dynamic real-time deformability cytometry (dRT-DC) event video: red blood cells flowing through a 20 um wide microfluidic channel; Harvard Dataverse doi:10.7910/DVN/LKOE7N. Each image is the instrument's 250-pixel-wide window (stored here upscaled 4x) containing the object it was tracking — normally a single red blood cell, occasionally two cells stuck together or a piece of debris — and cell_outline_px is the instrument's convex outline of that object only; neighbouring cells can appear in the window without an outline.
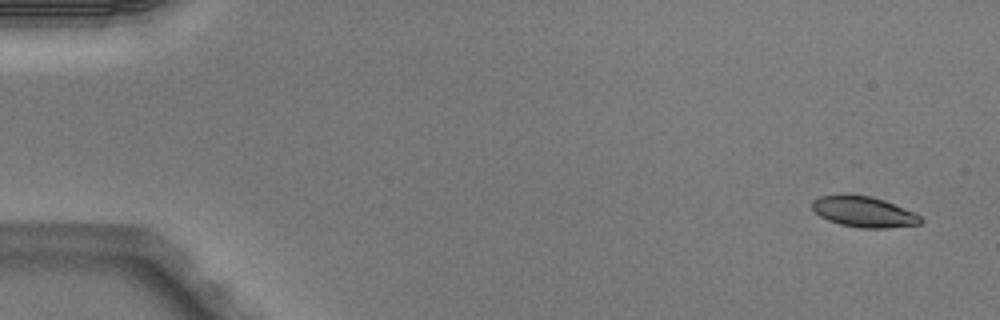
{"species": "Egyptian fruit bat (a non-hibernating species)", "species_latin": "Rousettus aegyptiacus", "temperature_condition": "warm", "stored_images_in_passage": 5, "segment_of_instrument_passage": [2, 2], "camera_frame_rate_fps": 3000, "um_per_image_px": 0.085, "animal": {"sex": "male"}, "frame": {"image": 1, "passage_image": 5, "time_ms": 1.333, "image_size_px": [1000, 320], "cell_outline_px": [[924, 220], [920, 224], [888, 228], [860, 228], [840, 224], [828, 220], [820, 216], [812, 208], [812, 200], [820, 196], [872, 196], [884, 200], [912, 212], [920, 216]], "centroid_in_image_um": [73.43, 18.03], "position_along_channel_um": 11.6, "area_um2": 18.96}}